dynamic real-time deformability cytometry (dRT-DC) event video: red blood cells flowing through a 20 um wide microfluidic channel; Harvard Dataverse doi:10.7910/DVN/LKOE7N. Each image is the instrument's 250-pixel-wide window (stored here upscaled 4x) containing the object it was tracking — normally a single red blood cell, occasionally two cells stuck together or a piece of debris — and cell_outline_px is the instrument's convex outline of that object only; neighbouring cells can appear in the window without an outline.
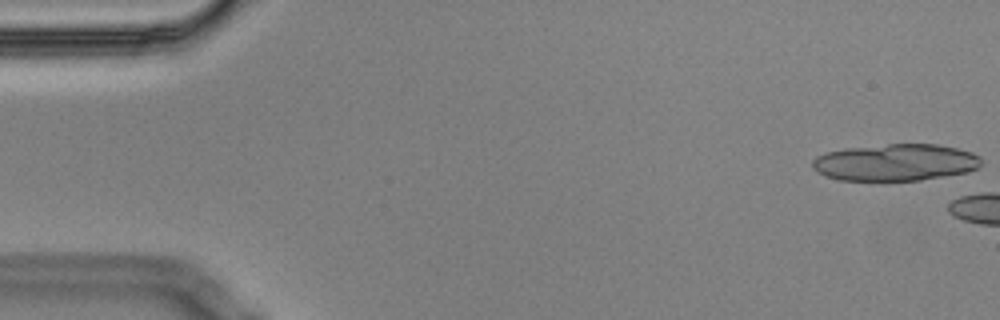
{"species": "Egyptian fruit bat (a non-hibernating species)", "species_latin": "Rousettus aegyptiacus", "temperature_condition": "cold", "stored_images_in_passage": 6, "camera_frame_rate_fps": 3000, "um_per_image_px": 0.085, "animal": {"sex": "male"}, "frame": {"image": 1, "passage_image": 1, "time_ms": 0.0, "image_size_px": [1000, 320], "cell_outline_px": [[980, 168], [964, 172], [944, 176], [920, 180], [840, 180], [824, 176], [816, 172], [812, 168], [812, 160], [816, 156], [828, 152], [844, 148], [888, 144], [936, 144], [956, 148], [972, 152], [980, 156]], "centroid_in_image_um": [76.08, 13.8], "position_along_channel_um": 8.9, "area_um2": 36.3}}